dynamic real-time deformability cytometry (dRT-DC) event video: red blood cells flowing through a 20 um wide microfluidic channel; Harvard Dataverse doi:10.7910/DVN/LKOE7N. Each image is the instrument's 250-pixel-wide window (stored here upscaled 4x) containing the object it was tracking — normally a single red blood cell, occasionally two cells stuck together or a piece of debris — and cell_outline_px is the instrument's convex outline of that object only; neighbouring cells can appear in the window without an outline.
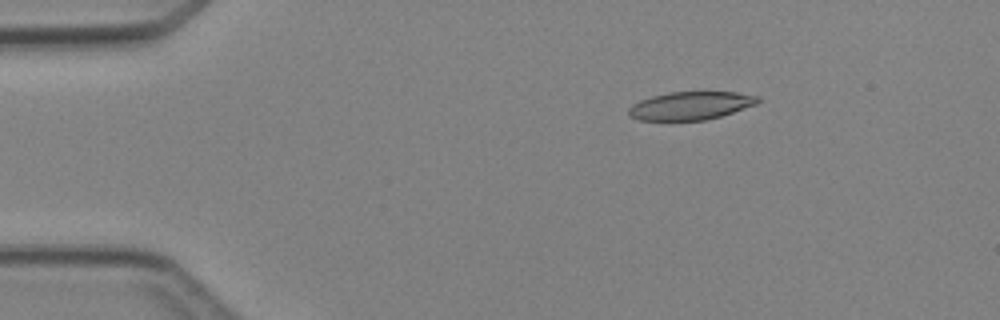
{"species": "Egyptian fruit bat (a non-hibernating species)", "species_latin": "Rousettus aegyptiacus", "temperature_condition": "cold", "stored_images_in_passage": 5, "camera_frame_rate_fps": 3000, "um_per_image_px": 0.085, "animal": {"sex": "female"}, "frame": {"image": 1, "passage_image": 2, "time_ms": 2.0, "image_size_px": [1000, 320], "cell_outline_px": [[760, 100], [756, 104], [720, 116], [704, 120], [640, 120], [628, 116], [628, 108], [632, 104], [640, 100], [652, 96], [668, 92], [736, 92], [760, 96]], "centroid_in_image_um": [58.68, 8.98], "position_along_channel_um": 26.3, "area_um2": 21.1}}
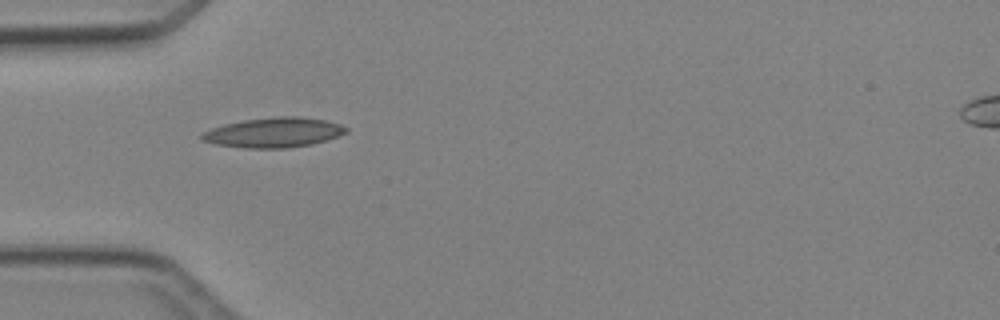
{"frame": {"image": 2, "passage_image": 4, "time_ms": 4.333, "image_size_px": [1000, 320], "cell_outline_px": [[348, 132], [312, 144], [288, 148], [244, 148], [216, 144], [200, 140], [200, 136], [204, 132], [212, 128], [224, 124], [244, 120], [276, 116], [300, 116], [324, 120], [340, 124], [348, 128]], "centroid_in_image_um": [23.25, 11.26], "position_along_channel_um": 61.7, "area_um2": 25.03}}
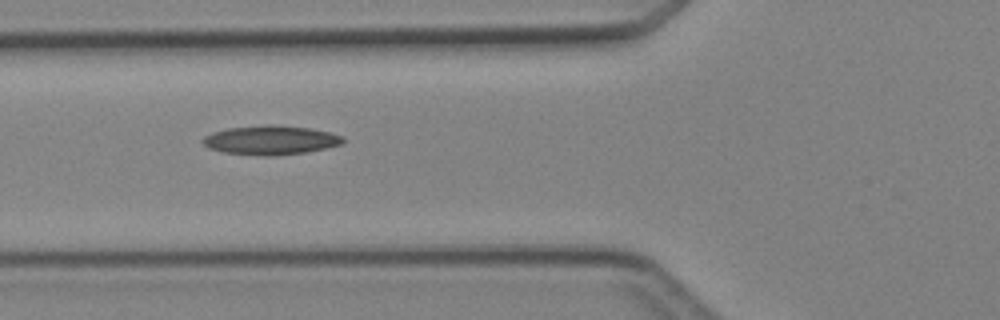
{"frame": {"image": 3, "passage_image": 5, "time_ms": 5.333, "image_size_px": [1000, 320], "cell_outline_px": [[344, 140], [340, 144], [308, 152], [272, 156], [260, 156], [224, 152], [208, 148], [200, 140], [204, 136], [212, 132], [228, 128], [308, 128], [328, 132], [344, 136]], "centroid_in_image_um": [22.97, 11.97], "position_along_channel_um": 102.8, "area_um2": 22.6}}